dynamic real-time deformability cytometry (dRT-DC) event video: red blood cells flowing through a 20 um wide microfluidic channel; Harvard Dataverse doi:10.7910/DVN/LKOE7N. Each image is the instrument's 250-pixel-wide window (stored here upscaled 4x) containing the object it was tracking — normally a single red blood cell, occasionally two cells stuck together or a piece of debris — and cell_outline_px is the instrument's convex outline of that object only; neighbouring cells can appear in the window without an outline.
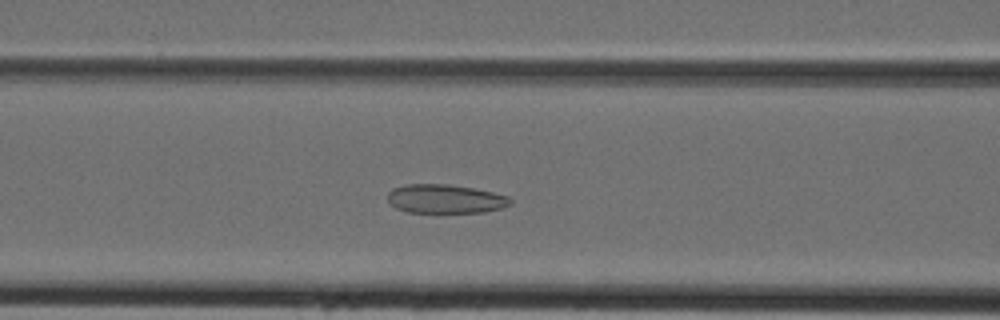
{"species": "Egyptian fruit bat (a non-hibernating species)", "species_latin": "Rousettus aegyptiacus", "temperature_condition": "cold", "stored_images_in_passage": 41, "camera_frame_rate_fps": 3000, "um_per_image_px": 0.085, "animal": {"sex": "female"}, "frame": {"image": 1, "passage_image": 15, "time_ms": 4.667, "image_size_px": [1000, 320], "cell_outline_px": [[512, 204], [500, 208], [484, 212], [436, 216], [408, 212], [396, 208], [388, 200], [388, 192], [392, 188], [404, 184], [448, 184], [472, 188], [492, 192], [508, 196], [512, 200]], "centroid_in_image_um": [37.82, 16.96], "position_along_channel_um": 128.8, "area_um2": 21.68}}
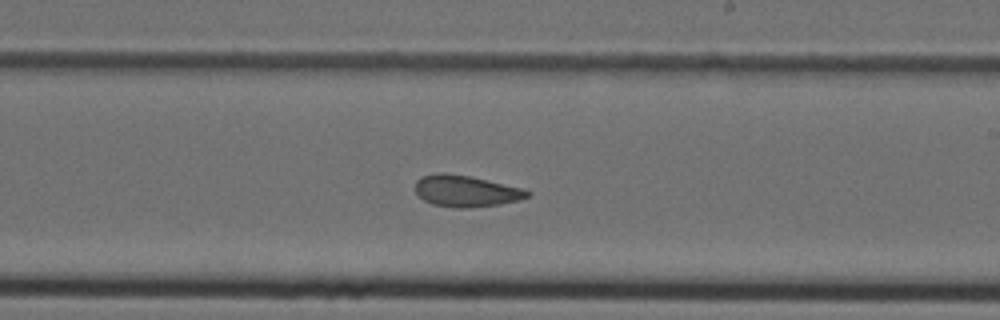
{"frame": {"image": 2, "passage_image": 23, "time_ms": 7.333, "image_size_px": [1000, 320], "cell_outline_px": [[532, 192], [528, 196], [520, 200], [500, 204], [468, 208], [456, 208], [432, 204], [424, 200], [416, 192], [416, 180], [420, 176], [436, 172], [444, 172], [468, 176], [524, 188]], "centroid_in_image_um": [39.6, 16.23], "position_along_channel_um": 249.4, "area_um2": 20.63}}
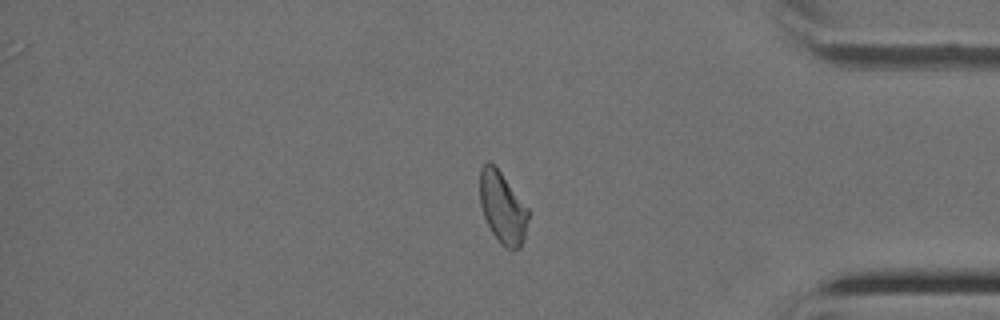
{"frame": {"image": 3, "passage_image": 34, "time_ms": 11.0, "image_size_px": [1000, 320], "cell_outline_px": [[528, 220], [524, 236], [520, 248], [512, 252], [500, 244], [492, 232], [484, 216], [480, 204], [480, 168], [488, 160], [500, 172], [528, 208]], "centroid_in_image_um": [42.71, 17.69], "position_along_channel_um": 392.5, "area_um2": 20.0}}